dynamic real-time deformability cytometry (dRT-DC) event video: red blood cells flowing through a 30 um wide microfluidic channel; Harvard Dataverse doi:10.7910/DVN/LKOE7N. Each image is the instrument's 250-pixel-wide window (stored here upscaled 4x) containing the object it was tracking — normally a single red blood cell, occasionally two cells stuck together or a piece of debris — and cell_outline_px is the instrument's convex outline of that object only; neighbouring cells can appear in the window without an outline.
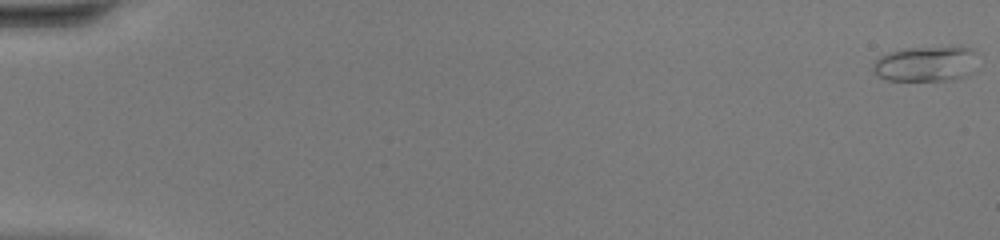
{"species": "common noctule bat (a hibernating species)", "species_latin": "Nyctalus noctula", "temperature_condition": "warm", "stored_images_in_passage": 48, "camera_frame_rate_fps": 3000, "um_per_image_px": 0.085, "animal": {"sex": "female", "body_mass_g": 20.0, "forearm_length_mm": 54.0}, "frame": {"image": 1, "passage_image": 1, "time_ms": 0.0, "image_size_px": [1000, 240], "cell_outline_px": [[972, 72], [968, 76], [956, 80], [884, 80], [876, 76], [872, 72], [872, 64], [880, 56], [888, 52], [904, 48], [972, 48]], "centroid_in_image_um": [78.57, 5.46], "position_along_channel_um": 6.4, "area_um2": 21.21}}
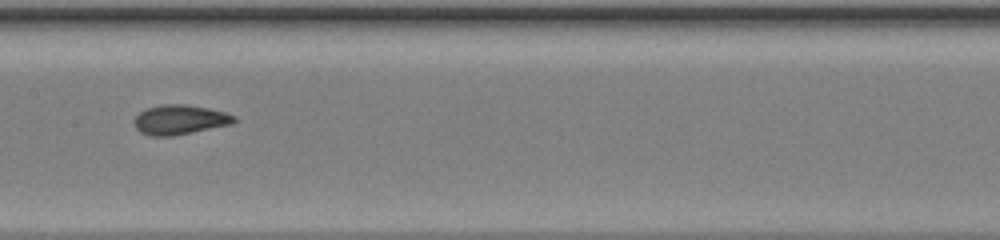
{"frame": {"image": 2, "passage_image": 26, "time_ms": 8.333, "image_size_px": [1000, 240], "cell_outline_px": [[236, 120], [232, 124], [172, 136], [148, 136], [140, 132], [136, 128], [132, 120], [144, 108], [164, 104], [184, 104], [208, 108], [224, 112], [236, 116]], "centroid_in_image_um": [15.24, 10.17], "position_along_channel_um": 192.2, "area_um2": 17.34}}
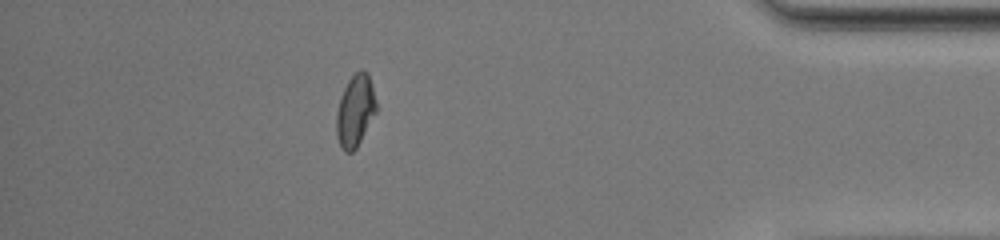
{"frame": {"image": 3, "passage_image": 43, "time_ms": 14.0, "image_size_px": [1000, 240], "cell_outline_px": [[376, 112], [356, 148], [352, 152], [344, 152], [340, 148], [336, 136], [336, 112], [340, 96], [348, 80], [360, 68], [364, 68], [368, 72], [376, 100]], "centroid_in_image_um": [30.17, 9.4], "position_along_channel_um": 405.0, "area_um2": 16.88}, "authors_computed_cell_mechanics": {"area_um2": 16.8776, "velocity_mm_per_s": 4.4319, "shape_relaxation_time_tau1_ms": 3.4724, "shape_relaxation_time_tau2_ms": 1.0038, "deformation_change_tau1": 0.1493, "deformation_change_tau2": 0.053}}